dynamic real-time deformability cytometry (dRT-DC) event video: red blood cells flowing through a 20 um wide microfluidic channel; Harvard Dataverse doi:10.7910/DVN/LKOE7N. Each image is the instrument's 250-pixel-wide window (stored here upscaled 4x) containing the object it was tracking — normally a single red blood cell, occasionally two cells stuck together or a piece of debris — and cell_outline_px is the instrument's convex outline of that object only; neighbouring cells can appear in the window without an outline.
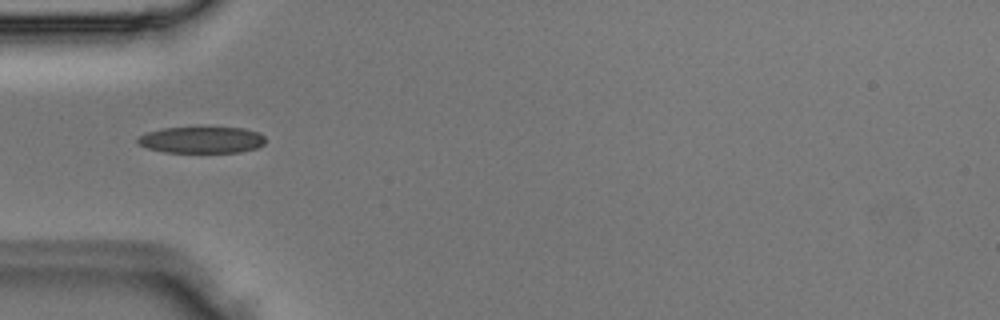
{"species": "Egyptian fruit bat (a non-hibernating species)", "species_latin": "Rousettus aegyptiacus", "temperature_condition": "room temperature", "stored_images_in_passage": 1, "camera_frame_rate_fps": 3000, "um_per_image_px": 0.085, "animal": {"sex": "male"}, "frame": {"image": 1, "passage_image": 1, "time_ms": 0.0, "image_size_px": [1000, 320], "cell_outline_px": [[264, 144], [256, 148], [240, 152], [164, 152], [148, 148], [140, 144], [136, 140], [136, 136], [148, 132], [164, 128], [196, 124], [244, 128], [256, 132], [264, 136]], "centroid_in_image_um": [17.12, 11.83], "position_along_channel_um": 67.9, "area_um2": 20.63}}